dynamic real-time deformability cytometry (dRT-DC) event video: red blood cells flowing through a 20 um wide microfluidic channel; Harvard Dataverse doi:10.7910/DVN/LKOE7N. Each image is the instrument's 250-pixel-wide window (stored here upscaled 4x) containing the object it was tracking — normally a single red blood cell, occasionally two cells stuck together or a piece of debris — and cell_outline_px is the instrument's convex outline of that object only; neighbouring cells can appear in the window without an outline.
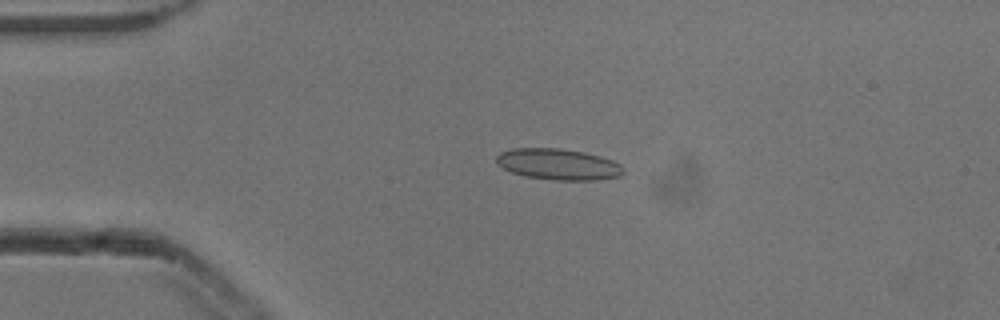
{"species": "common noctule bat (a hibernating species)", "species_latin": "Nyctalus noctula", "temperature_condition": "cold", "stored_images_in_passage": 43, "camera_frame_rate_fps": 3000, "um_per_image_px": 0.085, "animal": {"sex": "male", "body_mass_g": 13.3}, "frame": {"image": 1, "passage_image": 2, "time_ms": 0.333, "image_size_px": [1000, 320], "cell_outline_px": [[624, 172], [620, 176], [596, 180], [556, 180], [524, 176], [512, 172], [496, 164], [496, 156], [500, 152], [512, 148], [560, 148], [584, 152], [600, 156], [612, 160], [620, 164], [624, 168]], "centroid_in_image_um": [47.45, 13.96], "position_along_channel_um": 37.6, "area_um2": 23.12}}
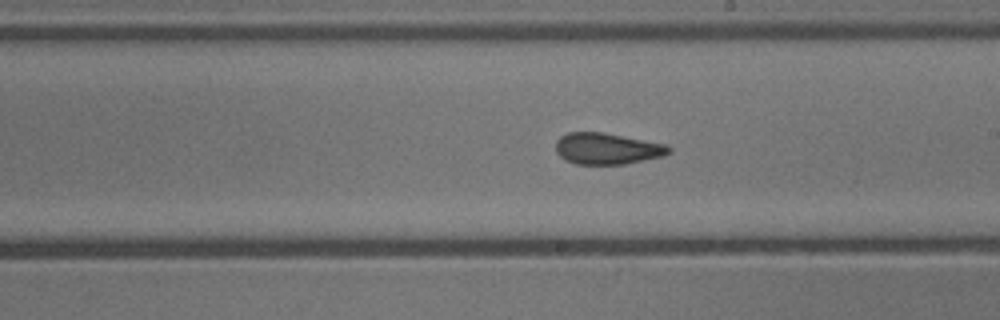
{"frame": {"image": 2, "passage_image": 20, "time_ms": 6.333, "image_size_px": [1000, 320], "cell_outline_px": [[672, 152], [664, 156], [624, 164], [576, 164], [564, 160], [556, 152], [556, 140], [560, 136], [568, 132], [604, 132], [664, 144], [672, 148]], "centroid_in_image_um": [51.59, 12.63], "position_along_channel_um": 237.4, "area_um2": 20.75}}
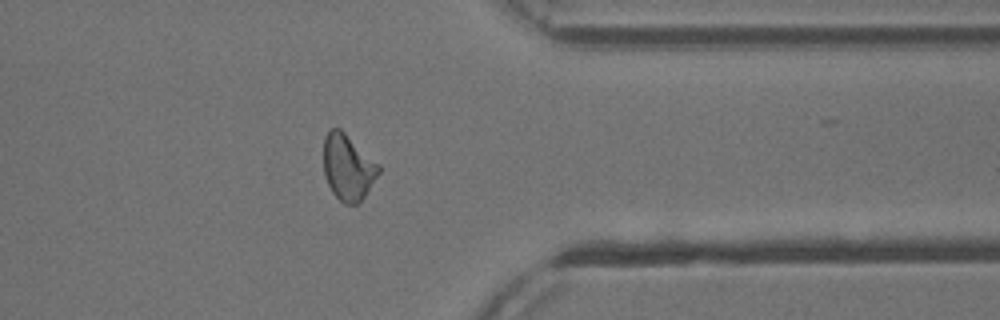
{"frame": {"image": 3, "passage_image": 32, "time_ms": 10.333, "image_size_px": [1000, 320], "cell_outline_px": [[380, 172], [360, 204], [344, 204], [332, 192], [324, 176], [324, 136], [332, 128], [340, 128], [380, 164]], "centroid_in_image_um": [29.59, 14.23], "position_along_channel_um": 381.8, "area_um2": 21.33}, "authors_computed_cell_mechanics": {"area_um2": 21.0392, "velocity_mm_per_s": 3.8706, "shape_relaxation_time_tau1_ms": null, "shape_relaxation_time_tau2_ms": 1.9958, "deformation_change_tau1": null, "deformation_change_tau2": 0.0783}}